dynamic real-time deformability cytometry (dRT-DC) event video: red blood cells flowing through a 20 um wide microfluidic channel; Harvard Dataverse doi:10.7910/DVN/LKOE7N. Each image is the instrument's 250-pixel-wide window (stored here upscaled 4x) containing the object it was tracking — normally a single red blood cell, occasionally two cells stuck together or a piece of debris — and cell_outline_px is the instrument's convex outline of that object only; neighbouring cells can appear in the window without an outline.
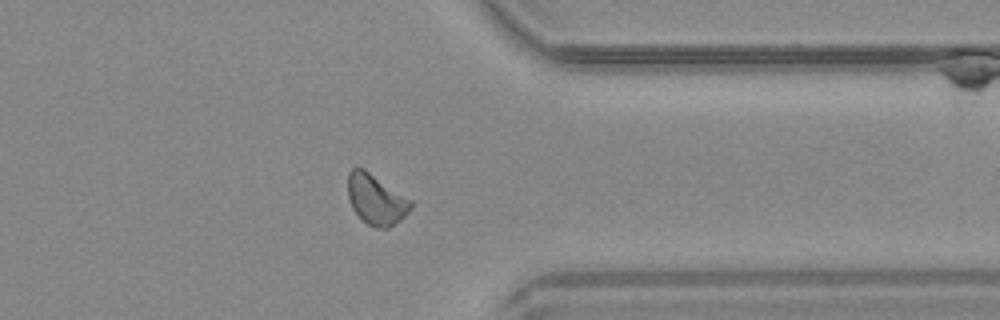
{"species": "common noctule bat (a hibernating species)", "species_latin": "Nyctalus noctula", "temperature_condition": "warm", "stored_images_in_passage": 34, "camera_frame_rate_fps": 3000, "um_per_image_px": 0.085, "animal": {"sex": "male", "body_mass_g": 20.4}, "frame": {"image": 1, "passage_image": 25, "time_ms": 8.0, "image_size_px": [1000, 320], "cell_outline_px": [[412, 208], [400, 220], [388, 228], [376, 228], [368, 224], [352, 208], [348, 196], [348, 172], [352, 168], [364, 168], [412, 200]], "centroid_in_image_um": [31.97, 16.94], "position_along_channel_um": 379.4, "area_um2": 18.32}}